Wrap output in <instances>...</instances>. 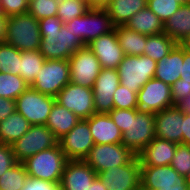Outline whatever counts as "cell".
<instances>
[{"mask_svg":"<svg viewBox=\"0 0 190 190\" xmlns=\"http://www.w3.org/2000/svg\"><path fill=\"white\" fill-rule=\"evenodd\" d=\"M41 42L38 51L46 60H68L78 49L85 45L67 31V27L58 16L39 20Z\"/></svg>","mask_w":190,"mask_h":190,"instance_id":"obj_1","label":"cell"},{"mask_svg":"<svg viewBox=\"0 0 190 190\" xmlns=\"http://www.w3.org/2000/svg\"><path fill=\"white\" fill-rule=\"evenodd\" d=\"M67 161L68 159L58 143L56 146L38 152L22 163L28 177L50 182H61Z\"/></svg>","mask_w":190,"mask_h":190,"instance_id":"obj_2","label":"cell"},{"mask_svg":"<svg viewBox=\"0 0 190 190\" xmlns=\"http://www.w3.org/2000/svg\"><path fill=\"white\" fill-rule=\"evenodd\" d=\"M5 42L20 51L38 50L41 42L39 21L29 13L8 17Z\"/></svg>","mask_w":190,"mask_h":190,"instance_id":"obj_3","label":"cell"},{"mask_svg":"<svg viewBox=\"0 0 190 190\" xmlns=\"http://www.w3.org/2000/svg\"><path fill=\"white\" fill-rule=\"evenodd\" d=\"M64 25L67 31H71L84 45L116 27L107 11L101 8H90L83 16L73 18Z\"/></svg>","mask_w":190,"mask_h":190,"instance_id":"obj_4","label":"cell"},{"mask_svg":"<svg viewBox=\"0 0 190 190\" xmlns=\"http://www.w3.org/2000/svg\"><path fill=\"white\" fill-rule=\"evenodd\" d=\"M155 137V114L138 108L130 109V123L122 133V144L137 155Z\"/></svg>","mask_w":190,"mask_h":190,"instance_id":"obj_5","label":"cell"},{"mask_svg":"<svg viewBox=\"0 0 190 190\" xmlns=\"http://www.w3.org/2000/svg\"><path fill=\"white\" fill-rule=\"evenodd\" d=\"M156 63L145 55H125L117 68L120 84L137 93L147 81L154 78Z\"/></svg>","mask_w":190,"mask_h":190,"instance_id":"obj_6","label":"cell"},{"mask_svg":"<svg viewBox=\"0 0 190 190\" xmlns=\"http://www.w3.org/2000/svg\"><path fill=\"white\" fill-rule=\"evenodd\" d=\"M58 144V139L46 125H32L29 130L11 144L17 162H24L42 150Z\"/></svg>","mask_w":190,"mask_h":190,"instance_id":"obj_7","label":"cell"},{"mask_svg":"<svg viewBox=\"0 0 190 190\" xmlns=\"http://www.w3.org/2000/svg\"><path fill=\"white\" fill-rule=\"evenodd\" d=\"M54 102L55 97L42 94L29 86L15 100V108L31 125H45Z\"/></svg>","mask_w":190,"mask_h":190,"instance_id":"obj_8","label":"cell"},{"mask_svg":"<svg viewBox=\"0 0 190 190\" xmlns=\"http://www.w3.org/2000/svg\"><path fill=\"white\" fill-rule=\"evenodd\" d=\"M69 73L68 60H46L31 87L42 94L55 97L70 83Z\"/></svg>","mask_w":190,"mask_h":190,"instance_id":"obj_9","label":"cell"},{"mask_svg":"<svg viewBox=\"0 0 190 190\" xmlns=\"http://www.w3.org/2000/svg\"><path fill=\"white\" fill-rule=\"evenodd\" d=\"M135 154L122 143L95 144L84 161L98 174L112 166L127 164Z\"/></svg>","mask_w":190,"mask_h":190,"instance_id":"obj_10","label":"cell"},{"mask_svg":"<svg viewBox=\"0 0 190 190\" xmlns=\"http://www.w3.org/2000/svg\"><path fill=\"white\" fill-rule=\"evenodd\" d=\"M107 190H138L141 187V164L135 155L127 164L97 174Z\"/></svg>","mask_w":190,"mask_h":190,"instance_id":"obj_11","label":"cell"},{"mask_svg":"<svg viewBox=\"0 0 190 190\" xmlns=\"http://www.w3.org/2000/svg\"><path fill=\"white\" fill-rule=\"evenodd\" d=\"M93 89L72 82L68 83L56 96L55 102L66 107L80 119H88L96 113Z\"/></svg>","mask_w":190,"mask_h":190,"instance_id":"obj_12","label":"cell"},{"mask_svg":"<svg viewBox=\"0 0 190 190\" xmlns=\"http://www.w3.org/2000/svg\"><path fill=\"white\" fill-rule=\"evenodd\" d=\"M68 62L70 82L87 88H93L101 66L91 49L85 45L71 55Z\"/></svg>","mask_w":190,"mask_h":190,"instance_id":"obj_13","label":"cell"},{"mask_svg":"<svg viewBox=\"0 0 190 190\" xmlns=\"http://www.w3.org/2000/svg\"><path fill=\"white\" fill-rule=\"evenodd\" d=\"M138 109L150 113H158L174 106L171 86L152 78L137 92Z\"/></svg>","mask_w":190,"mask_h":190,"instance_id":"obj_14","label":"cell"},{"mask_svg":"<svg viewBox=\"0 0 190 190\" xmlns=\"http://www.w3.org/2000/svg\"><path fill=\"white\" fill-rule=\"evenodd\" d=\"M58 143L68 160H84L95 145L88 119H80L66 135L58 140Z\"/></svg>","mask_w":190,"mask_h":190,"instance_id":"obj_15","label":"cell"},{"mask_svg":"<svg viewBox=\"0 0 190 190\" xmlns=\"http://www.w3.org/2000/svg\"><path fill=\"white\" fill-rule=\"evenodd\" d=\"M119 85L117 69L101 68L92 88L96 113H109L114 109L113 94Z\"/></svg>","mask_w":190,"mask_h":190,"instance_id":"obj_16","label":"cell"},{"mask_svg":"<svg viewBox=\"0 0 190 190\" xmlns=\"http://www.w3.org/2000/svg\"><path fill=\"white\" fill-rule=\"evenodd\" d=\"M180 185H189L188 179L170 165L141 166V187L146 190L180 187Z\"/></svg>","mask_w":190,"mask_h":190,"instance_id":"obj_17","label":"cell"},{"mask_svg":"<svg viewBox=\"0 0 190 190\" xmlns=\"http://www.w3.org/2000/svg\"><path fill=\"white\" fill-rule=\"evenodd\" d=\"M87 46L97 57L101 68L117 69L125 56L119 45L115 29L93 39Z\"/></svg>","mask_w":190,"mask_h":190,"instance_id":"obj_18","label":"cell"},{"mask_svg":"<svg viewBox=\"0 0 190 190\" xmlns=\"http://www.w3.org/2000/svg\"><path fill=\"white\" fill-rule=\"evenodd\" d=\"M97 173L84 160H68L61 179L62 190H90Z\"/></svg>","mask_w":190,"mask_h":190,"instance_id":"obj_19","label":"cell"},{"mask_svg":"<svg viewBox=\"0 0 190 190\" xmlns=\"http://www.w3.org/2000/svg\"><path fill=\"white\" fill-rule=\"evenodd\" d=\"M183 113L175 106L155 114V136L159 139L182 143Z\"/></svg>","mask_w":190,"mask_h":190,"instance_id":"obj_20","label":"cell"},{"mask_svg":"<svg viewBox=\"0 0 190 190\" xmlns=\"http://www.w3.org/2000/svg\"><path fill=\"white\" fill-rule=\"evenodd\" d=\"M177 143L155 137L140 153L137 154L141 166L170 165Z\"/></svg>","mask_w":190,"mask_h":190,"instance_id":"obj_21","label":"cell"},{"mask_svg":"<svg viewBox=\"0 0 190 190\" xmlns=\"http://www.w3.org/2000/svg\"><path fill=\"white\" fill-rule=\"evenodd\" d=\"M88 124L95 144L122 143V133L108 113L93 114Z\"/></svg>","mask_w":190,"mask_h":190,"instance_id":"obj_22","label":"cell"},{"mask_svg":"<svg viewBox=\"0 0 190 190\" xmlns=\"http://www.w3.org/2000/svg\"><path fill=\"white\" fill-rule=\"evenodd\" d=\"M182 65L183 44L177 43L168 55L157 61L154 78L172 86L180 79Z\"/></svg>","mask_w":190,"mask_h":190,"instance_id":"obj_23","label":"cell"},{"mask_svg":"<svg viewBox=\"0 0 190 190\" xmlns=\"http://www.w3.org/2000/svg\"><path fill=\"white\" fill-rule=\"evenodd\" d=\"M163 26L164 33L176 43L184 44L190 37V4L181 5Z\"/></svg>","mask_w":190,"mask_h":190,"instance_id":"obj_24","label":"cell"},{"mask_svg":"<svg viewBox=\"0 0 190 190\" xmlns=\"http://www.w3.org/2000/svg\"><path fill=\"white\" fill-rule=\"evenodd\" d=\"M78 118L73 112L66 107L54 102L46 126L51 129L55 137L59 140L66 135L78 122Z\"/></svg>","mask_w":190,"mask_h":190,"instance_id":"obj_25","label":"cell"},{"mask_svg":"<svg viewBox=\"0 0 190 190\" xmlns=\"http://www.w3.org/2000/svg\"><path fill=\"white\" fill-rule=\"evenodd\" d=\"M124 26L148 36L164 32L163 22L147 6L136 12Z\"/></svg>","mask_w":190,"mask_h":190,"instance_id":"obj_26","label":"cell"},{"mask_svg":"<svg viewBox=\"0 0 190 190\" xmlns=\"http://www.w3.org/2000/svg\"><path fill=\"white\" fill-rule=\"evenodd\" d=\"M147 6V0H111L104 8L115 26L125 25L138 11Z\"/></svg>","mask_w":190,"mask_h":190,"instance_id":"obj_27","label":"cell"},{"mask_svg":"<svg viewBox=\"0 0 190 190\" xmlns=\"http://www.w3.org/2000/svg\"><path fill=\"white\" fill-rule=\"evenodd\" d=\"M32 125L19 112L15 111L0 121V143L11 145L20 139Z\"/></svg>","mask_w":190,"mask_h":190,"instance_id":"obj_28","label":"cell"},{"mask_svg":"<svg viewBox=\"0 0 190 190\" xmlns=\"http://www.w3.org/2000/svg\"><path fill=\"white\" fill-rule=\"evenodd\" d=\"M115 30L119 45L122 48L124 55H144V46L148 35L140 34L124 25L116 26Z\"/></svg>","mask_w":190,"mask_h":190,"instance_id":"obj_29","label":"cell"},{"mask_svg":"<svg viewBox=\"0 0 190 190\" xmlns=\"http://www.w3.org/2000/svg\"><path fill=\"white\" fill-rule=\"evenodd\" d=\"M46 59L38 50L21 51L19 75L31 86Z\"/></svg>","mask_w":190,"mask_h":190,"instance_id":"obj_30","label":"cell"},{"mask_svg":"<svg viewBox=\"0 0 190 190\" xmlns=\"http://www.w3.org/2000/svg\"><path fill=\"white\" fill-rule=\"evenodd\" d=\"M177 43L166 33L147 36L144 55L156 62L168 55Z\"/></svg>","mask_w":190,"mask_h":190,"instance_id":"obj_31","label":"cell"},{"mask_svg":"<svg viewBox=\"0 0 190 190\" xmlns=\"http://www.w3.org/2000/svg\"><path fill=\"white\" fill-rule=\"evenodd\" d=\"M29 84L20 76L0 72V97L16 100Z\"/></svg>","mask_w":190,"mask_h":190,"instance_id":"obj_32","label":"cell"},{"mask_svg":"<svg viewBox=\"0 0 190 190\" xmlns=\"http://www.w3.org/2000/svg\"><path fill=\"white\" fill-rule=\"evenodd\" d=\"M28 179L23 163L18 162L0 176V190H21Z\"/></svg>","mask_w":190,"mask_h":190,"instance_id":"obj_33","label":"cell"},{"mask_svg":"<svg viewBox=\"0 0 190 190\" xmlns=\"http://www.w3.org/2000/svg\"><path fill=\"white\" fill-rule=\"evenodd\" d=\"M21 51L4 42L0 43V72L19 75Z\"/></svg>","mask_w":190,"mask_h":190,"instance_id":"obj_34","label":"cell"},{"mask_svg":"<svg viewBox=\"0 0 190 190\" xmlns=\"http://www.w3.org/2000/svg\"><path fill=\"white\" fill-rule=\"evenodd\" d=\"M90 8L85 0H59L57 15L63 23L83 16Z\"/></svg>","mask_w":190,"mask_h":190,"instance_id":"obj_35","label":"cell"},{"mask_svg":"<svg viewBox=\"0 0 190 190\" xmlns=\"http://www.w3.org/2000/svg\"><path fill=\"white\" fill-rule=\"evenodd\" d=\"M59 0H30L28 13L34 16L38 21L57 15Z\"/></svg>","mask_w":190,"mask_h":190,"instance_id":"obj_36","label":"cell"},{"mask_svg":"<svg viewBox=\"0 0 190 190\" xmlns=\"http://www.w3.org/2000/svg\"><path fill=\"white\" fill-rule=\"evenodd\" d=\"M181 4L176 0H147V7L165 23L179 8Z\"/></svg>","mask_w":190,"mask_h":190,"instance_id":"obj_37","label":"cell"},{"mask_svg":"<svg viewBox=\"0 0 190 190\" xmlns=\"http://www.w3.org/2000/svg\"><path fill=\"white\" fill-rule=\"evenodd\" d=\"M181 176L188 178L190 174V146L186 144H177L174 157L170 163Z\"/></svg>","mask_w":190,"mask_h":190,"instance_id":"obj_38","label":"cell"},{"mask_svg":"<svg viewBox=\"0 0 190 190\" xmlns=\"http://www.w3.org/2000/svg\"><path fill=\"white\" fill-rule=\"evenodd\" d=\"M113 105L114 109L138 108L137 93L120 84L113 94Z\"/></svg>","mask_w":190,"mask_h":190,"instance_id":"obj_39","label":"cell"},{"mask_svg":"<svg viewBox=\"0 0 190 190\" xmlns=\"http://www.w3.org/2000/svg\"><path fill=\"white\" fill-rule=\"evenodd\" d=\"M28 0H1L3 14L6 17L28 13Z\"/></svg>","mask_w":190,"mask_h":190,"instance_id":"obj_40","label":"cell"},{"mask_svg":"<svg viewBox=\"0 0 190 190\" xmlns=\"http://www.w3.org/2000/svg\"><path fill=\"white\" fill-rule=\"evenodd\" d=\"M17 163L12 146L0 143V176Z\"/></svg>","mask_w":190,"mask_h":190,"instance_id":"obj_41","label":"cell"},{"mask_svg":"<svg viewBox=\"0 0 190 190\" xmlns=\"http://www.w3.org/2000/svg\"><path fill=\"white\" fill-rule=\"evenodd\" d=\"M21 190H62L60 182H50L28 177Z\"/></svg>","mask_w":190,"mask_h":190,"instance_id":"obj_42","label":"cell"},{"mask_svg":"<svg viewBox=\"0 0 190 190\" xmlns=\"http://www.w3.org/2000/svg\"><path fill=\"white\" fill-rule=\"evenodd\" d=\"M108 114L121 133L127 130L128 124L130 123V109H113Z\"/></svg>","mask_w":190,"mask_h":190,"instance_id":"obj_43","label":"cell"},{"mask_svg":"<svg viewBox=\"0 0 190 190\" xmlns=\"http://www.w3.org/2000/svg\"><path fill=\"white\" fill-rule=\"evenodd\" d=\"M172 100L175 105L178 101L190 94V83L183 82V79H178L172 86Z\"/></svg>","mask_w":190,"mask_h":190,"instance_id":"obj_44","label":"cell"},{"mask_svg":"<svg viewBox=\"0 0 190 190\" xmlns=\"http://www.w3.org/2000/svg\"><path fill=\"white\" fill-rule=\"evenodd\" d=\"M180 78L183 82L190 83V49L183 44V65Z\"/></svg>","mask_w":190,"mask_h":190,"instance_id":"obj_45","label":"cell"},{"mask_svg":"<svg viewBox=\"0 0 190 190\" xmlns=\"http://www.w3.org/2000/svg\"><path fill=\"white\" fill-rule=\"evenodd\" d=\"M15 111L16 108L14 100L0 97V121L6 119Z\"/></svg>","mask_w":190,"mask_h":190,"instance_id":"obj_46","label":"cell"},{"mask_svg":"<svg viewBox=\"0 0 190 190\" xmlns=\"http://www.w3.org/2000/svg\"><path fill=\"white\" fill-rule=\"evenodd\" d=\"M182 144L190 146V114L183 113Z\"/></svg>","mask_w":190,"mask_h":190,"instance_id":"obj_47","label":"cell"},{"mask_svg":"<svg viewBox=\"0 0 190 190\" xmlns=\"http://www.w3.org/2000/svg\"><path fill=\"white\" fill-rule=\"evenodd\" d=\"M174 106L182 113L190 114V94L178 101Z\"/></svg>","mask_w":190,"mask_h":190,"instance_id":"obj_48","label":"cell"},{"mask_svg":"<svg viewBox=\"0 0 190 190\" xmlns=\"http://www.w3.org/2000/svg\"><path fill=\"white\" fill-rule=\"evenodd\" d=\"M89 8L104 9L111 0H85Z\"/></svg>","mask_w":190,"mask_h":190,"instance_id":"obj_49","label":"cell"},{"mask_svg":"<svg viewBox=\"0 0 190 190\" xmlns=\"http://www.w3.org/2000/svg\"><path fill=\"white\" fill-rule=\"evenodd\" d=\"M7 19L8 17H6L5 15H0V43L5 42Z\"/></svg>","mask_w":190,"mask_h":190,"instance_id":"obj_50","label":"cell"},{"mask_svg":"<svg viewBox=\"0 0 190 190\" xmlns=\"http://www.w3.org/2000/svg\"><path fill=\"white\" fill-rule=\"evenodd\" d=\"M90 190H107V187L103 184L100 178L97 176L93 182H91Z\"/></svg>","mask_w":190,"mask_h":190,"instance_id":"obj_51","label":"cell"},{"mask_svg":"<svg viewBox=\"0 0 190 190\" xmlns=\"http://www.w3.org/2000/svg\"><path fill=\"white\" fill-rule=\"evenodd\" d=\"M189 185H180V187L160 188L158 190H188Z\"/></svg>","mask_w":190,"mask_h":190,"instance_id":"obj_52","label":"cell"},{"mask_svg":"<svg viewBox=\"0 0 190 190\" xmlns=\"http://www.w3.org/2000/svg\"><path fill=\"white\" fill-rule=\"evenodd\" d=\"M176 1H178L181 5L190 4V0H176Z\"/></svg>","mask_w":190,"mask_h":190,"instance_id":"obj_53","label":"cell"},{"mask_svg":"<svg viewBox=\"0 0 190 190\" xmlns=\"http://www.w3.org/2000/svg\"><path fill=\"white\" fill-rule=\"evenodd\" d=\"M184 45H186V46L190 49V37H189V39L184 43Z\"/></svg>","mask_w":190,"mask_h":190,"instance_id":"obj_54","label":"cell"},{"mask_svg":"<svg viewBox=\"0 0 190 190\" xmlns=\"http://www.w3.org/2000/svg\"><path fill=\"white\" fill-rule=\"evenodd\" d=\"M0 15H4V14H3L2 7H1V0H0Z\"/></svg>","mask_w":190,"mask_h":190,"instance_id":"obj_55","label":"cell"}]
</instances>
